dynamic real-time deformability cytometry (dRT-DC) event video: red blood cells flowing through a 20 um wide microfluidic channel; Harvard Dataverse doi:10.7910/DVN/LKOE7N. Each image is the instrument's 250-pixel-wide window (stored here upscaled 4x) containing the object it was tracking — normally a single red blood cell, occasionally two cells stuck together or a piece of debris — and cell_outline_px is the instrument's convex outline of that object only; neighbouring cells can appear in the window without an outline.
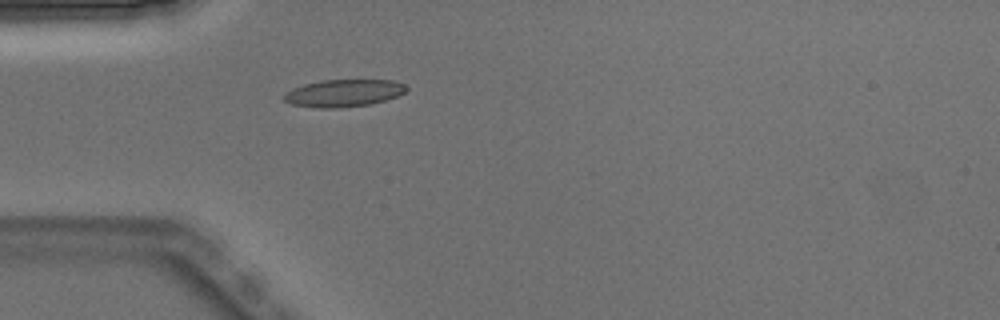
{"species": "Egyptian fruit bat (a non-hibernating species)", "species_latin": "Rousettus aegyptiacus", "temperature_condition": "warm", "stored_images_in_passage": 2, "camera_frame_rate_fps": 3000, "um_per_image_px": 0.085, "animal": {"sex": "male"}, "frame": {"image": 1, "passage_image": 2, "time_ms": 0.333, "image_size_px": [1000, 320], "cell_outline_px": [[408, 88], [404, 92], [396, 96], [384, 100], [368, 104], [336, 108], [320, 108], [292, 104], [284, 100], [280, 96], [292, 88], [304, 84], [320, 80], [392, 80], [404, 84]], "centroid_in_image_um": [29.16, 7.9], "position_along_channel_um": 55.8, "area_um2": 19.36}}